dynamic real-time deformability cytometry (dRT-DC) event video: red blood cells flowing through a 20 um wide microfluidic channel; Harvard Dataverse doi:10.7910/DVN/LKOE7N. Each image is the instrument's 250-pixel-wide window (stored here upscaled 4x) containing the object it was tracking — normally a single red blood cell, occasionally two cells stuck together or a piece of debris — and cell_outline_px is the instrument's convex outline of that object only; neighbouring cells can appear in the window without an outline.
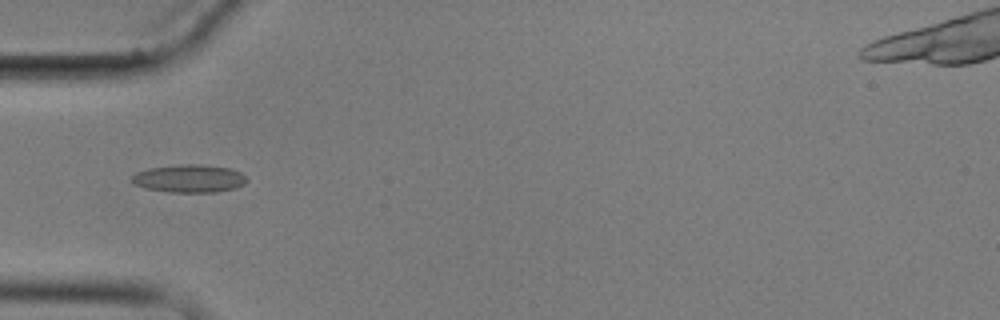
{"species": "common noctule bat (a hibernating species)", "species_latin": "Nyctalus noctula", "temperature_condition": "cold", "stored_images_in_passage": 4, "camera_frame_rate_fps": 3000, "um_per_image_px": 0.085, "animal": {"sex": "male", "body_mass_g": 17.9}, "frame": {"image": 1, "passage_image": 1, "time_ms": 0.0, "image_size_px": [1000, 320], "cell_outline_px": [[248, 180], [244, 184], [236, 188], [216, 192], [168, 192], [148, 188], [136, 184], [132, 180], [132, 176], [136, 172], [148, 168], [184, 164], [200, 164], [232, 168], [240, 172]], "centroid_in_image_um": [16.13, 15.17], "position_along_channel_um": 68.9, "area_um2": 18.61}}
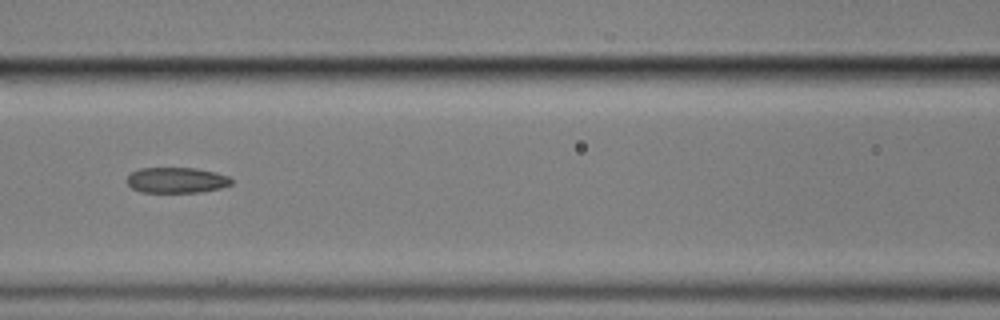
{"frame": {"image": 2, "passage_image": 3, "time_ms": 2.333, "image_size_px": [1000, 320], "cell_outline_px": [[232, 184], [220, 188], [200, 192], [140, 192], [132, 188], [128, 184], [128, 176], [132, 172], [140, 168], [196, 168], [216, 172], [228, 176], [232, 180]], "centroid_in_image_um": [15.02, 15.31], "position_along_channel_um": 151.6, "area_um2": 15.55}}
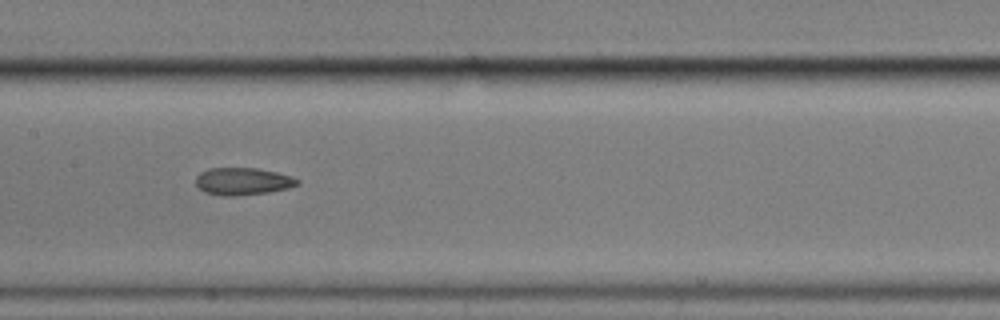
{"frame": {"image": 3, "passage_image": 4, "time_ms": 3.333, "image_size_px": [1000, 320], "cell_outline_px": [[300, 184], [288, 188], [268, 192], [236, 196], [220, 196], [204, 192], [196, 184], [196, 176], [200, 172], [208, 168], [256, 168], [276, 172], [292, 176], [300, 180]], "centroid_in_image_um": [20.63, 15.41], "position_along_channel_um": 186.8, "area_um2": 16.3}}